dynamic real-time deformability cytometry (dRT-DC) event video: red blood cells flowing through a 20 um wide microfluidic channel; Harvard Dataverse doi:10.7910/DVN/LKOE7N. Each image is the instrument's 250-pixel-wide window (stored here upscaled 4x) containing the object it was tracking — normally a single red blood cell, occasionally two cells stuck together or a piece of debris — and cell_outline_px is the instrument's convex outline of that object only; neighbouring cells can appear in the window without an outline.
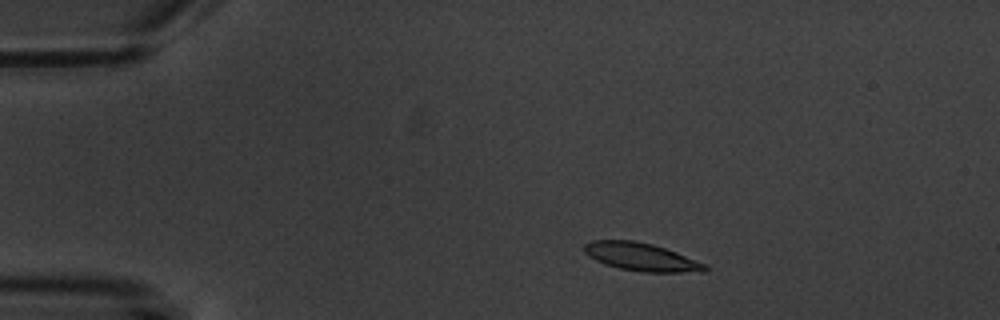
{"species": "common noctule bat (a hibernating species)", "species_latin": "Nyctalus noctula", "temperature_condition": "warm", "stored_images_in_passage": 4, "camera_frame_rate_fps": 3000, "um_per_image_px": 0.085, "animal": {"sex": "male", "body_mass_g": 20.1, "forearm_length_mm": 53.5}, "frame": {"image": 1, "passage_image": 2, "time_ms": 1.333, "image_size_px": [1000, 320], "cell_outline_px": [[708, 268], [704, 272], [644, 272], [620, 268], [604, 264], [588, 256], [584, 252], [584, 244], [592, 240], [632, 240], [652, 244], [676, 252], [704, 264]], "centroid_in_image_um": [54.46, 21.83], "position_along_channel_um": 30.5, "area_um2": 19.48}}